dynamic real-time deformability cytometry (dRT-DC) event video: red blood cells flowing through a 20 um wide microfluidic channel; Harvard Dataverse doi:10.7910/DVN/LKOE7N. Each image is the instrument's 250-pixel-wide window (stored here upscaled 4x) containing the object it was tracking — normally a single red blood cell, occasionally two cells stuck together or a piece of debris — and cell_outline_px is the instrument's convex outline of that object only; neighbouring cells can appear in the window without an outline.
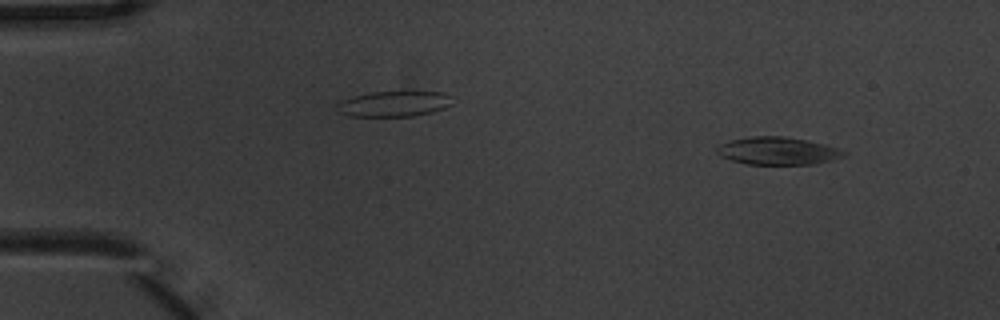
{"species": "common noctule bat (a hibernating species)", "species_latin": "Nyctalus noctula", "temperature_condition": "warm", "stored_images_in_passage": 4, "camera_frame_rate_fps": 3000, "um_per_image_px": 0.085, "animal": {"sex": "male", "body_mass_g": 20.1, "forearm_length_mm": 53.5}, "frame": {"image": 1, "passage_image": 1, "time_ms": 0.0, "image_size_px": [1000, 320], "cell_outline_px": [[848, 152], [844, 156], [832, 160], [812, 164], [748, 164], [732, 160], [720, 156], [716, 152], [716, 148], [720, 144], [728, 140], [752, 136], [784, 136], [808, 140], [824, 144]], "centroid_in_image_um": [66.08, 12.82], "position_along_channel_um": 18.9, "area_um2": 20.46}}
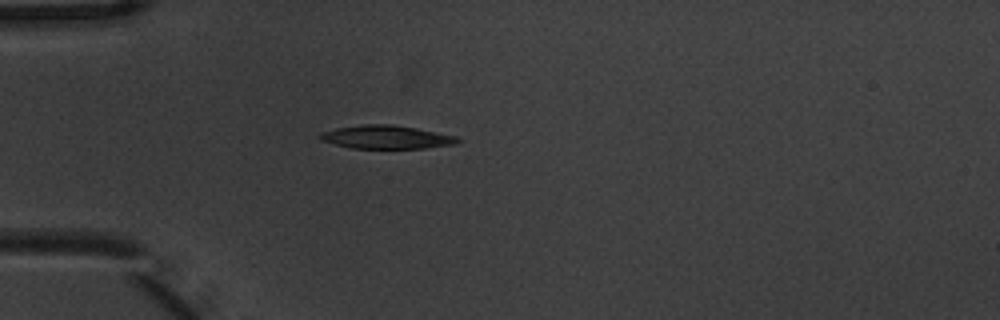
{"frame": {"image": 2, "passage_image": 4, "time_ms": 1.0, "image_size_px": [1000, 320], "cell_outline_px": [[460, 140], [456, 144], [424, 148], [352, 148], [320, 140], [316, 136], [320, 132], [336, 128], [364, 124], [392, 124], [416, 128], [456, 136]], "centroid_in_image_um": [32.8, 11.65], "position_along_channel_um": 52.2, "area_um2": 18.67}}